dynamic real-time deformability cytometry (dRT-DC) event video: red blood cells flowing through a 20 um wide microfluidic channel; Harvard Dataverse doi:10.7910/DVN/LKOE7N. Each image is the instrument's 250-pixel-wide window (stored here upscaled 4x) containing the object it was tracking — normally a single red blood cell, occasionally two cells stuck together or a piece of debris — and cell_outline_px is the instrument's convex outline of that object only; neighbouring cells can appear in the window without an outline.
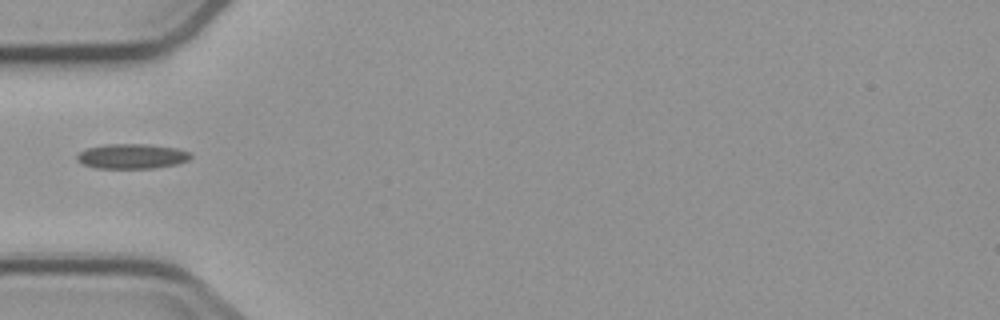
{"species": "common noctule bat (a hibernating species)", "species_latin": "Nyctalus noctula", "temperature_condition": "cold", "stored_images_in_passage": 2, "camera_frame_rate_fps": 3000, "um_per_image_px": 0.085, "animal": {"sex": "male", "body_mass_g": 23.1, "forearm_length_mm": 52.7}, "frame": {"image": 1, "passage_image": 1, "time_ms": 0.0, "image_size_px": [1000, 320], "cell_outline_px": [[192, 156], [188, 160], [176, 164], [152, 168], [96, 168], [84, 164], [76, 160], [76, 156], [80, 152], [88, 148], [104, 144], [148, 144], [176, 148], [192, 152]], "centroid_in_image_um": [11.23, 13.27], "position_along_channel_um": 73.8, "area_um2": 16.47}}
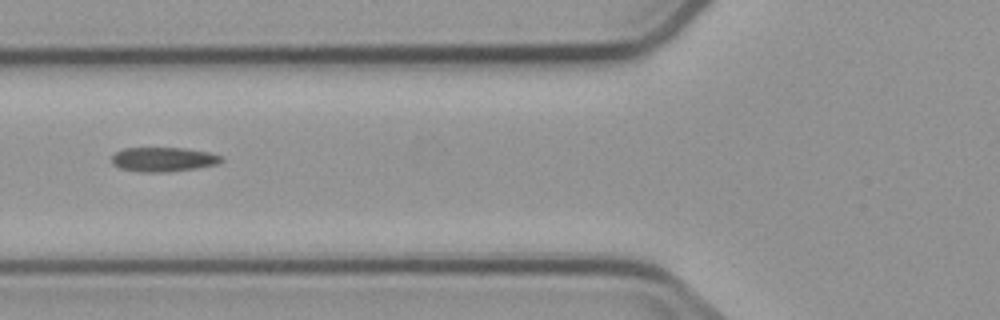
{"frame": {"image": 2, "passage_image": 2, "time_ms": 1.0, "image_size_px": [1000, 320], "cell_outline_px": [[224, 160], [216, 164], [196, 168], [164, 172], [140, 172], [120, 168], [112, 164], [112, 156], [116, 152], [124, 148], [184, 148], [208, 152], [220, 156]], "centroid_in_image_um": [13.85, 13.55], "position_along_channel_um": 111.9, "area_um2": 15.43}}